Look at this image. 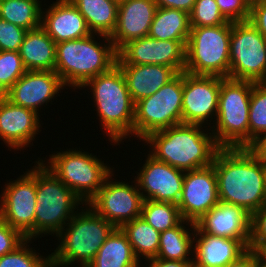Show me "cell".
<instances>
[{
    "label": "cell",
    "instance_id": "cell-1",
    "mask_svg": "<svg viewBox=\"0 0 266 267\" xmlns=\"http://www.w3.org/2000/svg\"><path fill=\"white\" fill-rule=\"evenodd\" d=\"M213 166L219 201L252 215L266 203V164L248 147L220 148Z\"/></svg>",
    "mask_w": 266,
    "mask_h": 267
},
{
    "label": "cell",
    "instance_id": "cell-2",
    "mask_svg": "<svg viewBox=\"0 0 266 267\" xmlns=\"http://www.w3.org/2000/svg\"><path fill=\"white\" fill-rule=\"evenodd\" d=\"M206 127L209 126L181 123L152 132L142 141L149 144L148 152L156 160L184 172L196 170L212 165L221 148Z\"/></svg>",
    "mask_w": 266,
    "mask_h": 267
},
{
    "label": "cell",
    "instance_id": "cell-3",
    "mask_svg": "<svg viewBox=\"0 0 266 267\" xmlns=\"http://www.w3.org/2000/svg\"><path fill=\"white\" fill-rule=\"evenodd\" d=\"M96 36L98 40L100 37L105 39L104 43L96 41ZM117 58L118 51L108 36L90 34L56 44L54 71L66 87H74L76 90L93 77L111 70Z\"/></svg>",
    "mask_w": 266,
    "mask_h": 267
},
{
    "label": "cell",
    "instance_id": "cell-4",
    "mask_svg": "<svg viewBox=\"0 0 266 267\" xmlns=\"http://www.w3.org/2000/svg\"><path fill=\"white\" fill-rule=\"evenodd\" d=\"M82 88L91 90L96 114L109 142L114 143L111 145H119L122 140L133 136L135 103L117 65L108 72L93 77L80 89Z\"/></svg>",
    "mask_w": 266,
    "mask_h": 267
},
{
    "label": "cell",
    "instance_id": "cell-5",
    "mask_svg": "<svg viewBox=\"0 0 266 267\" xmlns=\"http://www.w3.org/2000/svg\"><path fill=\"white\" fill-rule=\"evenodd\" d=\"M84 207L81 206V211L77 210L65 225L67 227H63L56 235L61 242L50 254L51 267H68L75 263L86 267L115 229L88 204Z\"/></svg>",
    "mask_w": 266,
    "mask_h": 267
},
{
    "label": "cell",
    "instance_id": "cell-6",
    "mask_svg": "<svg viewBox=\"0 0 266 267\" xmlns=\"http://www.w3.org/2000/svg\"><path fill=\"white\" fill-rule=\"evenodd\" d=\"M254 82L221 77L218 110L211 128L221 148L249 147V106Z\"/></svg>",
    "mask_w": 266,
    "mask_h": 267
},
{
    "label": "cell",
    "instance_id": "cell-7",
    "mask_svg": "<svg viewBox=\"0 0 266 267\" xmlns=\"http://www.w3.org/2000/svg\"><path fill=\"white\" fill-rule=\"evenodd\" d=\"M36 164L35 238L57 235L71 220L82 200L39 160ZM79 208V209H78ZM44 234V235H43ZM42 236V237H41Z\"/></svg>",
    "mask_w": 266,
    "mask_h": 267
},
{
    "label": "cell",
    "instance_id": "cell-8",
    "mask_svg": "<svg viewBox=\"0 0 266 267\" xmlns=\"http://www.w3.org/2000/svg\"><path fill=\"white\" fill-rule=\"evenodd\" d=\"M80 150L73 148L59 151L50 154L48 161H40L87 204L103 186L114 167L111 169L96 155Z\"/></svg>",
    "mask_w": 266,
    "mask_h": 267
},
{
    "label": "cell",
    "instance_id": "cell-9",
    "mask_svg": "<svg viewBox=\"0 0 266 267\" xmlns=\"http://www.w3.org/2000/svg\"><path fill=\"white\" fill-rule=\"evenodd\" d=\"M231 22L191 28L186 45L185 72L229 78Z\"/></svg>",
    "mask_w": 266,
    "mask_h": 267
},
{
    "label": "cell",
    "instance_id": "cell-10",
    "mask_svg": "<svg viewBox=\"0 0 266 267\" xmlns=\"http://www.w3.org/2000/svg\"><path fill=\"white\" fill-rule=\"evenodd\" d=\"M183 72L153 95L135 103L133 135L143 140L150 133L182 123Z\"/></svg>",
    "mask_w": 266,
    "mask_h": 267
},
{
    "label": "cell",
    "instance_id": "cell-11",
    "mask_svg": "<svg viewBox=\"0 0 266 267\" xmlns=\"http://www.w3.org/2000/svg\"><path fill=\"white\" fill-rule=\"evenodd\" d=\"M229 78L263 83L266 80V39L249 21L231 22Z\"/></svg>",
    "mask_w": 266,
    "mask_h": 267
},
{
    "label": "cell",
    "instance_id": "cell-12",
    "mask_svg": "<svg viewBox=\"0 0 266 267\" xmlns=\"http://www.w3.org/2000/svg\"><path fill=\"white\" fill-rule=\"evenodd\" d=\"M8 182L0 195V216L26 239L35 240L36 165Z\"/></svg>",
    "mask_w": 266,
    "mask_h": 267
},
{
    "label": "cell",
    "instance_id": "cell-13",
    "mask_svg": "<svg viewBox=\"0 0 266 267\" xmlns=\"http://www.w3.org/2000/svg\"><path fill=\"white\" fill-rule=\"evenodd\" d=\"M113 173L115 172L106 178L103 186L87 204L115 228H120L141 217L144 199L135 180L131 185L123 180L114 181Z\"/></svg>",
    "mask_w": 266,
    "mask_h": 267
},
{
    "label": "cell",
    "instance_id": "cell-14",
    "mask_svg": "<svg viewBox=\"0 0 266 267\" xmlns=\"http://www.w3.org/2000/svg\"><path fill=\"white\" fill-rule=\"evenodd\" d=\"M220 88L219 76L183 71L182 123L210 126L209 122L217 117Z\"/></svg>",
    "mask_w": 266,
    "mask_h": 267
},
{
    "label": "cell",
    "instance_id": "cell-15",
    "mask_svg": "<svg viewBox=\"0 0 266 267\" xmlns=\"http://www.w3.org/2000/svg\"><path fill=\"white\" fill-rule=\"evenodd\" d=\"M185 63L186 46L182 42L145 36L125 44L118 51L116 65H165L182 73Z\"/></svg>",
    "mask_w": 266,
    "mask_h": 267
},
{
    "label": "cell",
    "instance_id": "cell-16",
    "mask_svg": "<svg viewBox=\"0 0 266 267\" xmlns=\"http://www.w3.org/2000/svg\"><path fill=\"white\" fill-rule=\"evenodd\" d=\"M219 202L213 164L185 172L182 193L177 204L184 220L195 224Z\"/></svg>",
    "mask_w": 266,
    "mask_h": 267
},
{
    "label": "cell",
    "instance_id": "cell-17",
    "mask_svg": "<svg viewBox=\"0 0 266 267\" xmlns=\"http://www.w3.org/2000/svg\"><path fill=\"white\" fill-rule=\"evenodd\" d=\"M144 163L134 178L143 199L178 204L185 172L156 160L150 154Z\"/></svg>",
    "mask_w": 266,
    "mask_h": 267
},
{
    "label": "cell",
    "instance_id": "cell-18",
    "mask_svg": "<svg viewBox=\"0 0 266 267\" xmlns=\"http://www.w3.org/2000/svg\"><path fill=\"white\" fill-rule=\"evenodd\" d=\"M64 87L65 84L55 71H26L7 91L6 99L40 114L39 108L51 103Z\"/></svg>",
    "mask_w": 266,
    "mask_h": 267
},
{
    "label": "cell",
    "instance_id": "cell-19",
    "mask_svg": "<svg viewBox=\"0 0 266 267\" xmlns=\"http://www.w3.org/2000/svg\"><path fill=\"white\" fill-rule=\"evenodd\" d=\"M39 114L25 107L12 104L6 98L0 100V139L10 149L20 150L33 145L41 131Z\"/></svg>",
    "mask_w": 266,
    "mask_h": 267
},
{
    "label": "cell",
    "instance_id": "cell-20",
    "mask_svg": "<svg viewBox=\"0 0 266 267\" xmlns=\"http://www.w3.org/2000/svg\"><path fill=\"white\" fill-rule=\"evenodd\" d=\"M157 9L155 0H120L116 27L109 37L119 51L129 41L148 36Z\"/></svg>",
    "mask_w": 266,
    "mask_h": 267
},
{
    "label": "cell",
    "instance_id": "cell-21",
    "mask_svg": "<svg viewBox=\"0 0 266 267\" xmlns=\"http://www.w3.org/2000/svg\"><path fill=\"white\" fill-rule=\"evenodd\" d=\"M193 237V256L190 257L196 264L204 266L226 267L249 249V240L211 235L203 232L196 224Z\"/></svg>",
    "mask_w": 266,
    "mask_h": 267
},
{
    "label": "cell",
    "instance_id": "cell-22",
    "mask_svg": "<svg viewBox=\"0 0 266 267\" xmlns=\"http://www.w3.org/2000/svg\"><path fill=\"white\" fill-rule=\"evenodd\" d=\"M45 10H42L41 27L56 44L92 34L84 17L69 0H56Z\"/></svg>",
    "mask_w": 266,
    "mask_h": 267
},
{
    "label": "cell",
    "instance_id": "cell-23",
    "mask_svg": "<svg viewBox=\"0 0 266 267\" xmlns=\"http://www.w3.org/2000/svg\"><path fill=\"white\" fill-rule=\"evenodd\" d=\"M250 222L251 215L242 207L219 202L195 224L211 235L250 240Z\"/></svg>",
    "mask_w": 266,
    "mask_h": 267
},
{
    "label": "cell",
    "instance_id": "cell-24",
    "mask_svg": "<svg viewBox=\"0 0 266 267\" xmlns=\"http://www.w3.org/2000/svg\"><path fill=\"white\" fill-rule=\"evenodd\" d=\"M134 103L153 95L178 73L165 65H117Z\"/></svg>",
    "mask_w": 266,
    "mask_h": 267
},
{
    "label": "cell",
    "instance_id": "cell-25",
    "mask_svg": "<svg viewBox=\"0 0 266 267\" xmlns=\"http://www.w3.org/2000/svg\"><path fill=\"white\" fill-rule=\"evenodd\" d=\"M19 55L27 71L55 70L56 43L42 27L26 32Z\"/></svg>",
    "mask_w": 266,
    "mask_h": 267
},
{
    "label": "cell",
    "instance_id": "cell-26",
    "mask_svg": "<svg viewBox=\"0 0 266 267\" xmlns=\"http://www.w3.org/2000/svg\"><path fill=\"white\" fill-rule=\"evenodd\" d=\"M120 228H115L86 267H141Z\"/></svg>",
    "mask_w": 266,
    "mask_h": 267
},
{
    "label": "cell",
    "instance_id": "cell-27",
    "mask_svg": "<svg viewBox=\"0 0 266 267\" xmlns=\"http://www.w3.org/2000/svg\"><path fill=\"white\" fill-rule=\"evenodd\" d=\"M84 17L92 34L110 37L116 27L118 0H69Z\"/></svg>",
    "mask_w": 266,
    "mask_h": 267
},
{
    "label": "cell",
    "instance_id": "cell-28",
    "mask_svg": "<svg viewBox=\"0 0 266 267\" xmlns=\"http://www.w3.org/2000/svg\"><path fill=\"white\" fill-rule=\"evenodd\" d=\"M191 31L189 13L172 8L157 7L148 36L156 40H174L187 45Z\"/></svg>",
    "mask_w": 266,
    "mask_h": 267
},
{
    "label": "cell",
    "instance_id": "cell-29",
    "mask_svg": "<svg viewBox=\"0 0 266 267\" xmlns=\"http://www.w3.org/2000/svg\"><path fill=\"white\" fill-rule=\"evenodd\" d=\"M186 226H190V228L188 229ZM194 229V223L183 220L174 228L160 232L159 249L156 258L193 261V258H190L189 255H193L194 237L192 236H194Z\"/></svg>",
    "mask_w": 266,
    "mask_h": 267
},
{
    "label": "cell",
    "instance_id": "cell-30",
    "mask_svg": "<svg viewBox=\"0 0 266 267\" xmlns=\"http://www.w3.org/2000/svg\"><path fill=\"white\" fill-rule=\"evenodd\" d=\"M120 229L126 235L136 258L149 260L156 258L159 249L160 232L141 217L123 224ZM141 257V258H140Z\"/></svg>",
    "mask_w": 266,
    "mask_h": 267
},
{
    "label": "cell",
    "instance_id": "cell-31",
    "mask_svg": "<svg viewBox=\"0 0 266 267\" xmlns=\"http://www.w3.org/2000/svg\"><path fill=\"white\" fill-rule=\"evenodd\" d=\"M40 0H0V18L25 30L41 27Z\"/></svg>",
    "mask_w": 266,
    "mask_h": 267
},
{
    "label": "cell",
    "instance_id": "cell-32",
    "mask_svg": "<svg viewBox=\"0 0 266 267\" xmlns=\"http://www.w3.org/2000/svg\"><path fill=\"white\" fill-rule=\"evenodd\" d=\"M141 218L159 232L172 229L184 220L177 204L150 200L143 201Z\"/></svg>",
    "mask_w": 266,
    "mask_h": 267
},
{
    "label": "cell",
    "instance_id": "cell-33",
    "mask_svg": "<svg viewBox=\"0 0 266 267\" xmlns=\"http://www.w3.org/2000/svg\"><path fill=\"white\" fill-rule=\"evenodd\" d=\"M266 133V85L254 83L249 106V146Z\"/></svg>",
    "mask_w": 266,
    "mask_h": 267
},
{
    "label": "cell",
    "instance_id": "cell-34",
    "mask_svg": "<svg viewBox=\"0 0 266 267\" xmlns=\"http://www.w3.org/2000/svg\"><path fill=\"white\" fill-rule=\"evenodd\" d=\"M31 241L32 239H26L13 252L0 257V267H51L50 254L43 257L36 253L35 249L29 247Z\"/></svg>",
    "mask_w": 266,
    "mask_h": 267
},
{
    "label": "cell",
    "instance_id": "cell-35",
    "mask_svg": "<svg viewBox=\"0 0 266 267\" xmlns=\"http://www.w3.org/2000/svg\"><path fill=\"white\" fill-rule=\"evenodd\" d=\"M189 17L191 28L228 23L215 0H196Z\"/></svg>",
    "mask_w": 266,
    "mask_h": 267
},
{
    "label": "cell",
    "instance_id": "cell-36",
    "mask_svg": "<svg viewBox=\"0 0 266 267\" xmlns=\"http://www.w3.org/2000/svg\"><path fill=\"white\" fill-rule=\"evenodd\" d=\"M26 71L19 52L0 51V83L7 91Z\"/></svg>",
    "mask_w": 266,
    "mask_h": 267
},
{
    "label": "cell",
    "instance_id": "cell-37",
    "mask_svg": "<svg viewBox=\"0 0 266 267\" xmlns=\"http://www.w3.org/2000/svg\"><path fill=\"white\" fill-rule=\"evenodd\" d=\"M27 30L0 18V51L19 52Z\"/></svg>",
    "mask_w": 266,
    "mask_h": 267
},
{
    "label": "cell",
    "instance_id": "cell-38",
    "mask_svg": "<svg viewBox=\"0 0 266 267\" xmlns=\"http://www.w3.org/2000/svg\"><path fill=\"white\" fill-rule=\"evenodd\" d=\"M266 246V203L251 215L249 249L259 252Z\"/></svg>",
    "mask_w": 266,
    "mask_h": 267
},
{
    "label": "cell",
    "instance_id": "cell-39",
    "mask_svg": "<svg viewBox=\"0 0 266 267\" xmlns=\"http://www.w3.org/2000/svg\"><path fill=\"white\" fill-rule=\"evenodd\" d=\"M223 17L228 22L248 21L250 3L247 0H215Z\"/></svg>",
    "mask_w": 266,
    "mask_h": 267
},
{
    "label": "cell",
    "instance_id": "cell-40",
    "mask_svg": "<svg viewBox=\"0 0 266 267\" xmlns=\"http://www.w3.org/2000/svg\"><path fill=\"white\" fill-rule=\"evenodd\" d=\"M26 238L16 229L9 226L0 216V257L13 252Z\"/></svg>",
    "mask_w": 266,
    "mask_h": 267
},
{
    "label": "cell",
    "instance_id": "cell-41",
    "mask_svg": "<svg viewBox=\"0 0 266 267\" xmlns=\"http://www.w3.org/2000/svg\"><path fill=\"white\" fill-rule=\"evenodd\" d=\"M249 22L266 39V0H255L250 4Z\"/></svg>",
    "mask_w": 266,
    "mask_h": 267
},
{
    "label": "cell",
    "instance_id": "cell-42",
    "mask_svg": "<svg viewBox=\"0 0 266 267\" xmlns=\"http://www.w3.org/2000/svg\"><path fill=\"white\" fill-rule=\"evenodd\" d=\"M196 0H155L157 7L183 10L190 13Z\"/></svg>",
    "mask_w": 266,
    "mask_h": 267
},
{
    "label": "cell",
    "instance_id": "cell-43",
    "mask_svg": "<svg viewBox=\"0 0 266 267\" xmlns=\"http://www.w3.org/2000/svg\"><path fill=\"white\" fill-rule=\"evenodd\" d=\"M148 267H191L193 261H174L160 258L146 260Z\"/></svg>",
    "mask_w": 266,
    "mask_h": 267
},
{
    "label": "cell",
    "instance_id": "cell-44",
    "mask_svg": "<svg viewBox=\"0 0 266 267\" xmlns=\"http://www.w3.org/2000/svg\"><path fill=\"white\" fill-rule=\"evenodd\" d=\"M248 148L259 160L266 164V133L262 134Z\"/></svg>",
    "mask_w": 266,
    "mask_h": 267
},
{
    "label": "cell",
    "instance_id": "cell-45",
    "mask_svg": "<svg viewBox=\"0 0 266 267\" xmlns=\"http://www.w3.org/2000/svg\"><path fill=\"white\" fill-rule=\"evenodd\" d=\"M226 267H255V251L248 249L243 255L229 263Z\"/></svg>",
    "mask_w": 266,
    "mask_h": 267
},
{
    "label": "cell",
    "instance_id": "cell-46",
    "mask_svg": "<svg viewBox=\"0 0 266 267\" xmlns=\"http://www.w3.org/2000/svg\"><path fill=\"white\" fill-rule=\"evenodd\" d=\"M255 267H266V260L258 252H255Z\"/></svg>",
    "mask_w": 266,
    "mask_h": 267
},
{
    "label": "cell",
    "instance_id": "cell-47",
    "mask_svg": "<svg viewBox=\"0 0 266 267\" xmlns=\"http://www.w3.org/2000/svg\"><path fill=\"white\" fill-rule=\"evenodd\" d=\"M7 97V90L0 83V100Z\"/></svg>",
    "mask_w": 266,
    "mask_h": 267
},
{
    "label": "cell",
    "instance_id": "cell-48",
    "mask_svg": "<svg viewBox=\"0 0 266 267\" xmlns=\"http://www.w3.org/2000/svg\"><path fill=\"white\" fill-rule=\"evenodd\" d=\"M266 260V246L258 252Z\"/></svg>",
    "mask_w": 266,
    "mask_h": 267
},
{
    "label": "cell",
    "instance_id": "cell-49",
    "mask_svg": "<svg viewBox=\"0 0 266 267\" xmlns=\"http://www.w3.org/2000/svg\"><path fill=\"white\" fill-rule=\"evenodd\" d=\"M191 267H213V266H204V265L196 264V263L193 261Z\"/></svg>",
    "mask_w": 266,
    "mask_h": 267
},
{
    "label": "cell",
    "instance_id": "cell-50",
    "mask_svg": "<svg viewBox=\"0 0 266 267\" xmlns=\"http://www.w3.org/2000/svg\"><path fill=\"white\" fill-rule=\"evenodd\" d=\"M250 4L252 3V2H254L255 0H247Z\"/></svg>",
    "mask_w": 266,
    "mask_h": 267
}]
</instances>
